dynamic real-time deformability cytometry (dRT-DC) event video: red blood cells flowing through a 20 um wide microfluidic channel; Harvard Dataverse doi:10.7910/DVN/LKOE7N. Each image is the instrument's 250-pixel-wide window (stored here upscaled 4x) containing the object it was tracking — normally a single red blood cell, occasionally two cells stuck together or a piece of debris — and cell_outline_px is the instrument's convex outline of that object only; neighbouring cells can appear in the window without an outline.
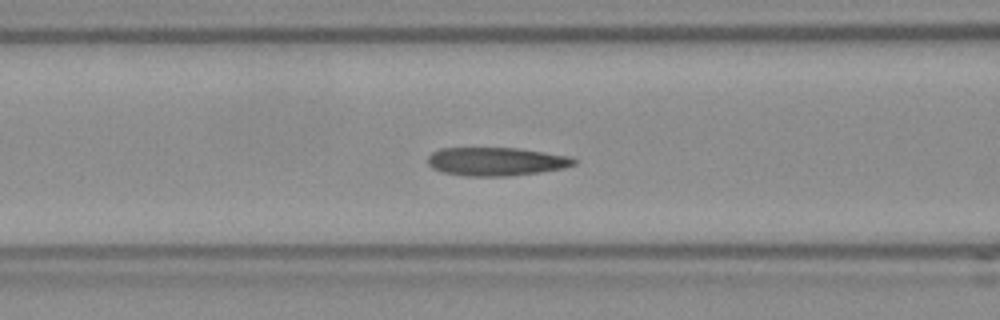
{"species": "Egyptian fruit bat (a non-hibernating species)", "species_latin": "Rousettus aegyptiacus", "temperature_condition": "room temperature", "stored_images_in_passage": 35, "camera_frame_rate_fps": 3000, "um_per_image_px": 0.085, "frame": {"image": 1, "passage_image": 11, "time_ms": 3.333, "image_size_px": [1000, 320], "cell_outline_px": [[576, 164], [564, 168], [536, 172], [504, 176], [464, 176], [444, 172], [432, 168], [428, 164], [428, 156], [432, 152], [440, 148], [520, 148], [568, 156], [576, 160]], "centroid_in_image_um": [42.14, 13.72], "position_along_channel_um": 124.5, "area_um2": 24.04}, "authors_computed_cell_mechanics": {"area_um2": 24.276, "velocity_mm_per_s": 3.7763, "shape_relaxation_time_tau1_ms": 7.8117, "shape_relaxation_time_tau2_ms": 1.9983, "deformation_change_tau1": 0.2106, "deformation_change_tau2": 0.0935}}